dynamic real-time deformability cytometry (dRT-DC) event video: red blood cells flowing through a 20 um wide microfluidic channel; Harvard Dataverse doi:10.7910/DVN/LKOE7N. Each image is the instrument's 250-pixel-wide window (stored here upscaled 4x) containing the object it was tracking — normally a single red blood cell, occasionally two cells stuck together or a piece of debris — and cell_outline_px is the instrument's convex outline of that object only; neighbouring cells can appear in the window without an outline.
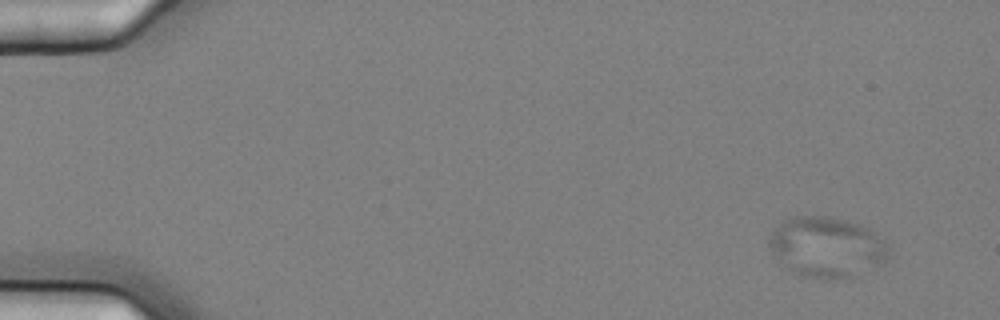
{"species": "common noctule bat (a hibernating species)", "species_latin": "Nyctalus noctula", "temperature_condition": "cold", "stored_images_in_passage": 7, "camera_frame_rate_fps": 3000, "um_per_image_px": 0.085, "animal": {"sex": "female", "body_mass_g": 25.1}, "frame": {"image": 1, "passage_image": 2, "time_ms": 0.333, "image_size_px": [1000, 320], "cell_outline_px": [[888, 248], [884, 256], [880, 260], [852, 280], [824, 280], [804, 276], [792, 272], [768, 248], [768, 240], [776, 228], [784, 220], [796, 216], [824, 216], [844, 220], [860, 224], [868, 228], [884, 240], [888, 244]], "centroid_in_image_um": [70.24, 21.02], "position_along_channel_um": 14.8, "area_um2": 41.67}}
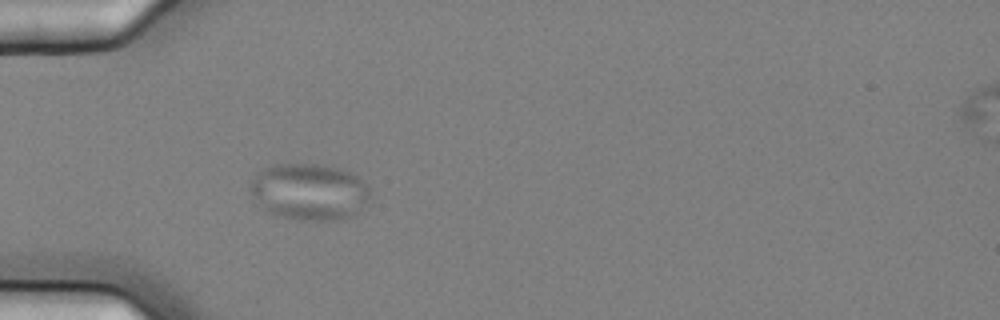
{"frame": {"image": 2, "passage_image": 6, "time_ms": 1.667, "image_size_px": [1000, 320], "cell_outline_px": [[368, 200], [356, 212], [340, 220], [300, 220], [276, 216], [268, 212], [260, 204], [248, 188], [248, 184], [264, 168], [272, 164], [316, 164], [340, 168], [356, 176], [368, 184]], "centroid_in_image_um": [26.26, 16.3], "position_along_channel_um": 58.7, "area_um2": 39.25}}